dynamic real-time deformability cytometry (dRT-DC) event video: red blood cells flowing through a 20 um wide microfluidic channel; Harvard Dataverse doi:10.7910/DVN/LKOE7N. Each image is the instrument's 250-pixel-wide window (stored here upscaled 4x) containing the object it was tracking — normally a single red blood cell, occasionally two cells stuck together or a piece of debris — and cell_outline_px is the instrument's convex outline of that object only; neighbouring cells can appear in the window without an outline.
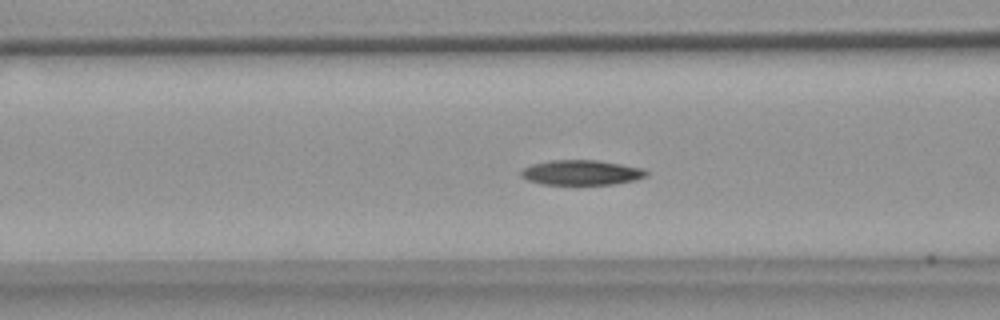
{"species": "common noctule bat (a hibernating species)", "species_latin": "Nyctalus noctula", "temperature_condition": "warm", "stored_images_in_passage": 8, "camera_frame_rate_fps": 3000, "um_per_image_px": 0.085, "animal": {"sex": "female", "body_mass_g": 18.4}, "frame": {"image": 1, "passage_image": 6, "time_ms": 1.667, "image_size_px": [1000, 320], "cell_outline_px": [[648, 176], [636, 180], [612, 184], [540, 184], [528, 180], [520, 176], [520, 172], [524, 168], [532, 164], [552, 160], [596, 160], [620, 164], [640, 168], [648, 172]], "centroid_in_image_um": [49.4, 14.67], "position_along_channel_um": 117.2, "area_um2": 18.09}}